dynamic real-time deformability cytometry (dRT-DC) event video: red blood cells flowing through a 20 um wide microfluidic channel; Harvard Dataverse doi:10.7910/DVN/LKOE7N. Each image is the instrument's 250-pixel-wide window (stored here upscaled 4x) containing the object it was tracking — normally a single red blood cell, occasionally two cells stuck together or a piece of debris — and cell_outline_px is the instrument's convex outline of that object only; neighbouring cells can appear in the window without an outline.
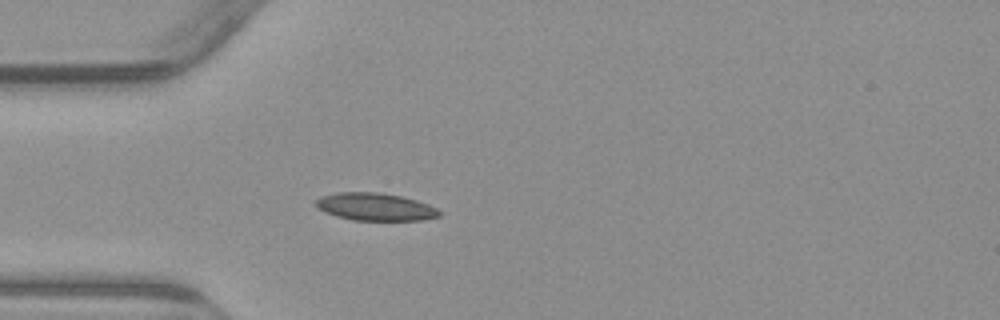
{"species": "common noctule bat (a hibernating species)", "species_latin": "Nyctalus noctula", "temperature_condition": "warm", "stored_images_in_passage": 44, "camera_frame_rate_fps": 3000, "um_per_image_px": 0.085, "animal": {"sex": "male", "body_mass_g": 23.1, "forearm_length_mm": 52.7}, "frame": {"image": 1, "passage_image": 8, "time_ms": 2.333, "image_size_px": [1000, 320], "cell_outline_px": [[440, 216], [420, 220], [352, 220], [336, 216], [324, 212], [316, 204], [316, 200], [320, 196], [340, 192], [376, 192], [400, 196], [416, 200], [428, 204], [436, 208], [440, 212]], "centroid_in_image_um": [31.89, 17.58], "position_along_channel_um": 53.1, "area_um2": 19.65}}
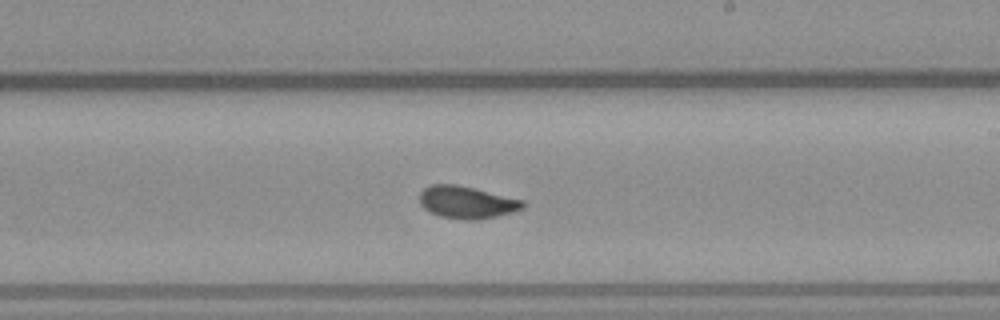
{"frame": {"image": 2, "passage_image": 24, "time_ms": 7.667, "image_size_px": [1000, 320], "cell_outline_px": [[524, 208], [512, 212], [496, 216], [476, 220], [464, 220], [440, 216], [424, 208], [420, 204], [420, 192], [428, 184], [456, 184], [524, 200]], "centroid_in_image_um": [39.66, 17.19], "position_along_channel_um": 249.3, "area_um2": 19.36}}
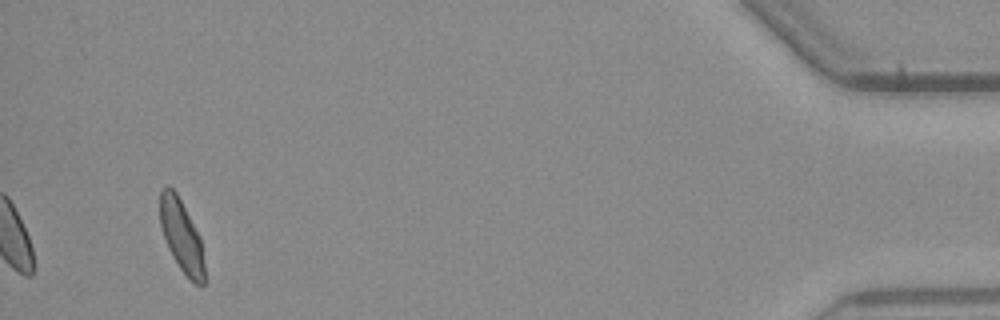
{"frame": {"image": 3, "passage_image": 44, "time_ms": 14.333, "image_size_px": [1000, 320], "cell_outline_px": [[204, 284], [196, 284], [180, 268], [172, 256], [168, 248], [160, 224], [160, 192], [168, 184], [176, 192], [200, 236], [204, 264]], "centroid_in_image_um": [15.42, 20.02], "position_along_channel_um": 419.8, "area_um2": 18.32}, "authors_computed_cell_mechanics": {"area_um2": 18.9006, "velocity_mm_per_s": 3.8042, "shape_relaxation_time_tau1_ms": 6.5216, "shape_relaxation_time_tau2_ms": 0.8858, "deformation_change_tau1": 0.1724, "deformation_change_tau2": 0.0613}}